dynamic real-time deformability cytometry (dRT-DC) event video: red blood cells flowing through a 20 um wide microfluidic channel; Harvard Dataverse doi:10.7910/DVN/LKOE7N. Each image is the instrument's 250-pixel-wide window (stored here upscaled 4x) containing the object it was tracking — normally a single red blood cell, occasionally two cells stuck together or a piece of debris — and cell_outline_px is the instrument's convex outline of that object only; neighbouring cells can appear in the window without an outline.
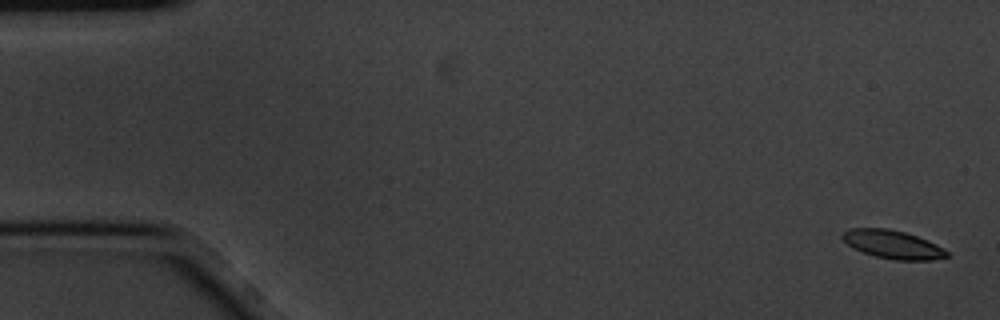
{"species": "common noctule bat (a hibernating species)", "species_latin": "Nyctalus noctula", "temperature_condition": "cold", "stored_images_in_passage": 5, "camera_frame_rate_fps": 3000, "um_per_image_px": 0.085, "animal": {"sex": "male", "body_mass_g": 20.1, "forearm_length_mm": 53.5}, "frame": {"image": 1, "passage_image": 1, "time_ms": 0.0, "image_size_px": [1000, 320], "cell_outline_px": [[948, 256], [932, 260], [896, 260], [876, 256], [852, 248], [840, 236], [840, 232], [848, 228], [888, 228], [904, 232], [928, 240], [944, 248], [948, 252]], "centroid_in_image_um": [75.85, 20.76], "position_along_channel_um": 9.1, "area_um2": 17.28}}
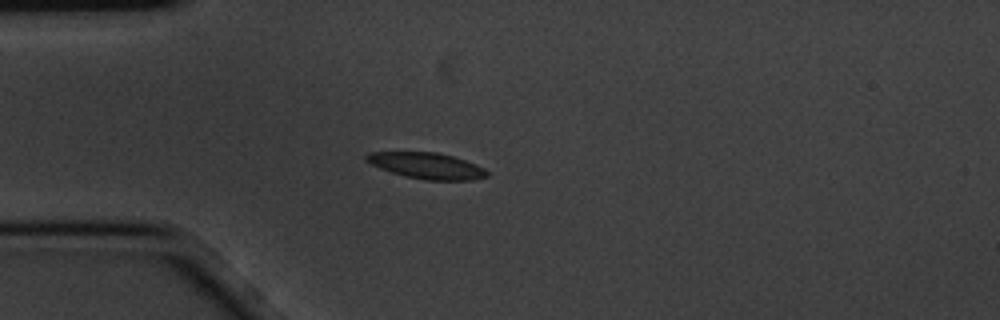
{"frame": {"image": 2, "passage_image": 5, "time_ms": 1.333, "image_size_px": [1000, 320], "cell_outline_px": [[488, 176], [472, 180], [428, 180], [404, 176], [380, 168], [364, 160], [364, 156], [368, 152], [436, 152], [452, 156], [464, 160], [484, 168], [488, 172]], "centroid_in_image_um": [36.25, 14.08], "position_along_channel_um": 48.8, "area_um2": 18.21}}